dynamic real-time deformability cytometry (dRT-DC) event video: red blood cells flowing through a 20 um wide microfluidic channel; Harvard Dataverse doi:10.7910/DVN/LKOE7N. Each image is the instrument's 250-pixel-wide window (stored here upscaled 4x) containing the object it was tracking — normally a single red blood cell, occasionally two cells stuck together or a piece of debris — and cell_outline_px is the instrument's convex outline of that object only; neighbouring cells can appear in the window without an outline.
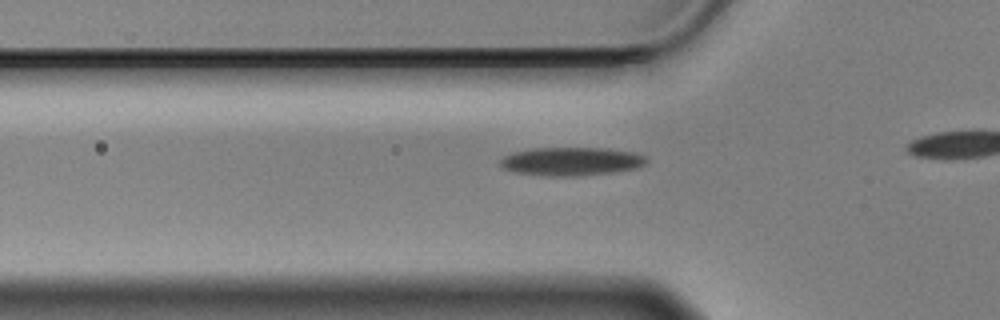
{"species": "Egyptian fruit bat (a non-hibernating species)", "species_latin": "Rousettus aegyptiacus", "temperature_condition": "cold", "stored_images_in_passage": 37, "camera_frame_rate_fps": 3000, "um_per_image_px": 0.085, "animal": {"sex": "male"}, "frame": {"image": 1, "passage_image": 10, "time_ms": 3.0, "image_size_px": [1000, 320], "cell_outline_px": [[648, 160], [644, 164], [636, 168], [612, 172], [576, 176], [548, 176], [516, 172], [504, 168], [500, 164], [500, 160], [504, 156], [512, 152], [532, 148], [608, 148], [632, 152], [644, 156]], "centroid_in_image_um": [48.54, 13.71], "position_along_channel_um": 77.3, "area_um2": 24.04}}
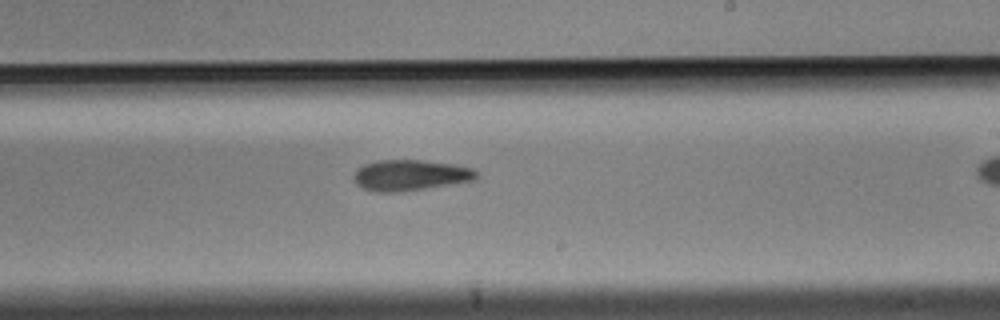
{"frame": {"image": 2, "passage_image": 25, "time_ms": 8.0, "image_size_px": [1000, 320], "cell_outline_px": [[476, 176], [472, 180], [400, 192], [372, 192], [356, 184], [352, 176], [364, 164], [376, 160], [420, 160], [452, 164], [472, 168], [476, 172]], "centroid_in_image_um": [34.8, 14.89], "position_along_channel_um": 254.2, "area_um2": 21.68}}
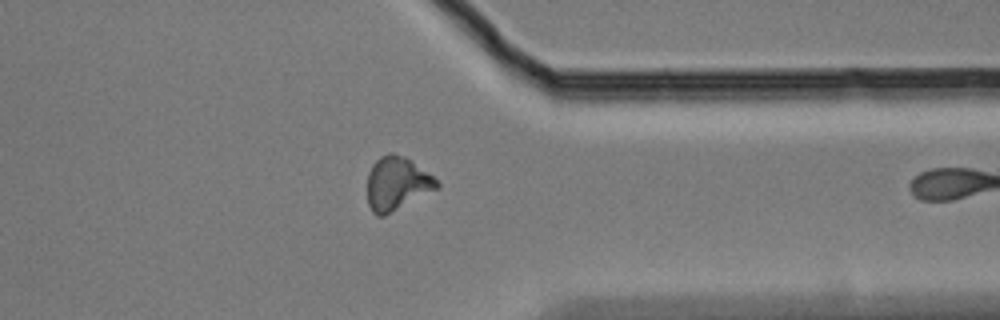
{"frame": {"image": 3, "passage_image": 36, "time_ms": 11.667, "image_size_px": [1000, 320], "cell_outline_px": [[440, 188], [384, 216], [376, 216], [372, 212], [368, 204], [368, 172], [372, 164], [380, 156], [388, 152], [392, 152], [408, 160], [432, 176], [440, 184]], "centroid_in_image_um": [33.71, 15.63], "position_along_channel_um": 377.7, "area_um2": 21.44}}